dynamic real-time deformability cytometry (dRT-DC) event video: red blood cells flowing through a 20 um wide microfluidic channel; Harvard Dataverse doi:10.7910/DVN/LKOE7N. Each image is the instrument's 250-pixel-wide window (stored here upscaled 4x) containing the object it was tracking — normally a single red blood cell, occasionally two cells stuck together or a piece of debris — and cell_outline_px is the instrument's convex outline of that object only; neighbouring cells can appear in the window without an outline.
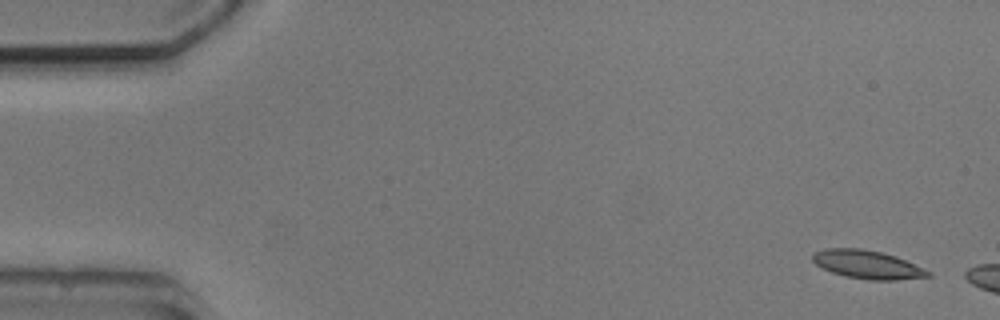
{"species": "common noctule bat (a hibernating species)", "species_latin": "Nyctalus noctula", "temperature_condition": "cold", "stored_images_in_passage": 3, "camera_frame_rate_fps": 3000, "um_per_image_px": 0.085, "animal": {"sex": "male", "body_mass_g": 20.5, "forearm_length_mm": 52.5}, "frame": {"image": 1, "passage_image": 1, "time_ms": 0.0, "image_size_px": [1000, 320], "cell_outline_px": [[932, 276], [896, 280], [868, 280], [844, 276], [832, 272], [816, 264], [812, 260], [812, 256], [816, 252], [828, 248], [860, 248], [880, 252], [896, 256], [932, 272]], "centroid_in_image_um": [73.75, 22.49], "position_along_channel_um": 11.2, "area_um2": 18.96}}